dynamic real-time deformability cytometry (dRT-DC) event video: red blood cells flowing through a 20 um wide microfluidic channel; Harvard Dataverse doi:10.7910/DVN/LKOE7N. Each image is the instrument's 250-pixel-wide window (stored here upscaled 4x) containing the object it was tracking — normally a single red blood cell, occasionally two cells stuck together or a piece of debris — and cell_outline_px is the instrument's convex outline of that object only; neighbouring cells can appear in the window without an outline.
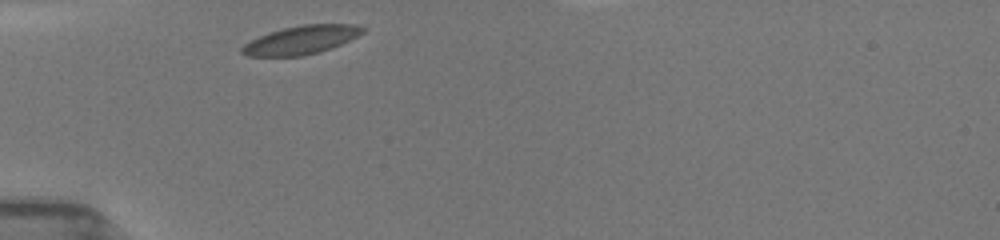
{"species": "common noctule bat (a hibernating species)", "species_latin": "Nyctalus noctula", "temperature_condition": "room temperature", "stored_images_in_passage": 27, "camera_frame_rate_fps": 3000, "um_per_image_px": 0.085, "animal": {"sex": "female", "body_mass_g": 19.5, "forearm_length_mm": 54.1}, "frame": {"image": 1, "passage_image": 1, "time_ms": 0.0, "image_size_px": [1000, 240], "cell_outline_px": [[368, 28], [364, 32], [332, 48], [320, 52], [304, 56], [248, 56], [240, 52], [240, 48], [244, 44], [268, 32], [284, 28], [304, 24], [356, 24]], "centroid_in_image_um": [25.62, 3.39], "position_along_channel_um": 59.4, "area_um2": 20.06}}
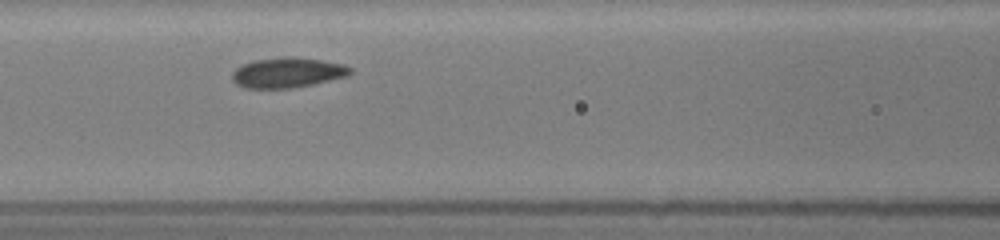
{"frame": {"image": 2, "passage_image": 8, "time_ms": 2.333, "image_size_px": [1000, 240], "cell_outline_px": [[352, 72], [348, 76], [312, 84], [292, 88], [244, 88], [236, 84], [232, 80], [232, 72], [240, 64], [256, 60], [284, 56], [288, 56], [320, 60], [344, 64], [352, 68]], "centroid_in_image_um": [24.42, 6.17], "position_along_channel_um": 142.2, "area_um2": 20.81}}
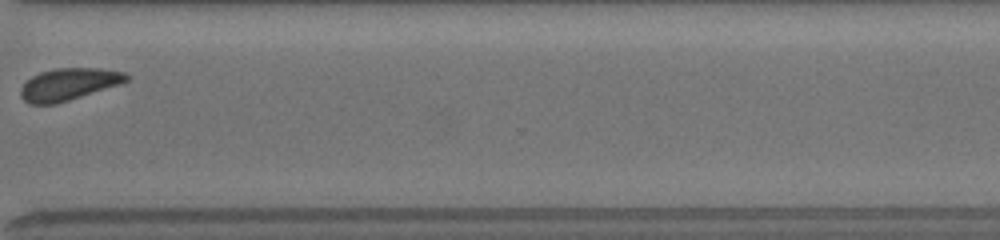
{"frame": {"image": 3, "passage_image": 25, "time_ms": 8.0, "image_size_px": [1000, 240], "cell_outline_px": [[132, 76], [128, 80], [120, 84], [56, 104], [28, 104], [20, 96], [20, 88], [32, 76], [40, 72], [56, 68], [100, 68], [124, 72]], "centroid_in_image_um": [5.84, 7.16], "position_along_channel_um": 364.8, "area_um2": 19.77}, "authors_computed_cell_mechanics": {"area_um2": 20.0566, "velocity_mm_per_s": 3.9205, "shape_relaxation_time_tau1_ms": 1.6696, "shape_relaxation_time_tau2_ms": null, "deformation_change_tau1": 0.0575, "deformation_change_tau2": null}}